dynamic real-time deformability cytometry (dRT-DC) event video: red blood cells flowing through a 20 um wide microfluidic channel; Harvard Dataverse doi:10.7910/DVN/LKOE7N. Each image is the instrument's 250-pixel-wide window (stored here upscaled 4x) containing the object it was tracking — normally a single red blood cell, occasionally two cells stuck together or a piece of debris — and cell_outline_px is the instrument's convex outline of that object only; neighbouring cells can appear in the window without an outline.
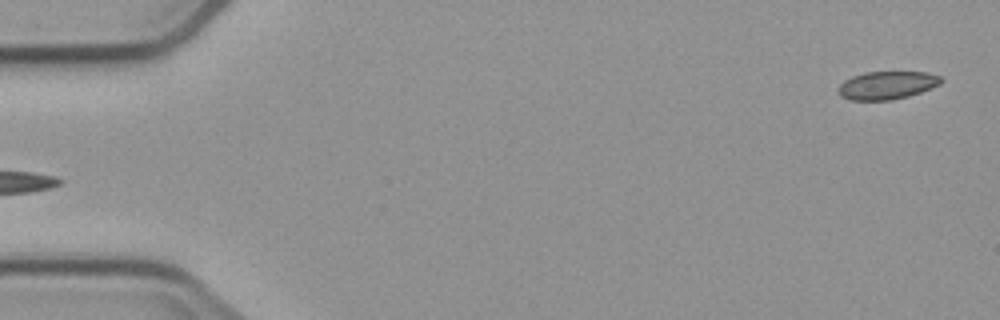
{"species": "common noctule bat (a hibernating species)", "species_latin": "Nyctalus noctula", "temperature_condition": "cold", "stored_images_in_passage": 4, "segment_of_instrument_passage": [2, 2], "camera_frame_rate_fps": 3000, "um_per_image_px": 0.085, "animal": {"sex": "male", "body_mass_g": 23.1, "forearm_length_mm": 52.7}, "frame": {"image": 1, "passage_image": 4, "time_ms": 4.333, "image_size_px": [1000, 320], "cell_outline_px": [[944, 80], [940, 84], [920, 92], [908, 96], [892, 100], [848, 100], [840, 96], [840, 84], [844, 80], [852, 76], [864, 72], [924, 72], [940, 76]], "centroid_in_image_um": [75.39, 7.25], "position_along_channel_um": 9.6, "area_um2": 16.7}}